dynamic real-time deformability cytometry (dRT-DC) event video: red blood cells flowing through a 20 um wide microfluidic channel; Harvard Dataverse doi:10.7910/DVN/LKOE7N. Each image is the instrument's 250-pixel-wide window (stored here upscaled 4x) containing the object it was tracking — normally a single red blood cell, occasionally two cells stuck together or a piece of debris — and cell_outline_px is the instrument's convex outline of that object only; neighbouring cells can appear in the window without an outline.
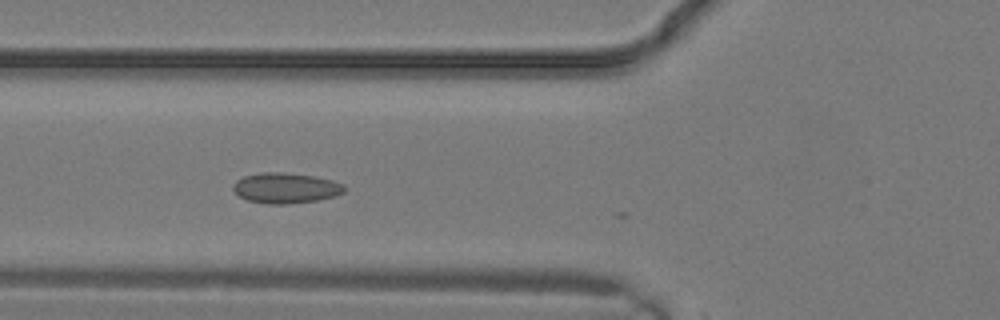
{"species": "common noctule bat (a hibernating species)", "species_latin": "Nyctalus noctula", "temperature_condition": "warm", "stored_images_in_passage": 11, "camera_frame_rate_fps": 3000, "um_per_image_px": 0.085, "animal": {"sex": "male", "body_mass_g": 19.2, "forearm_length_mm": 51.8}, "frame": {"image": 1, "passage_image": 8, "time_ms": 2.333, "image_size_px": [1000, 320], "cell_outline_px": [[348, 188], [344, 192], [336, 196], [316, 200], [288, 204], [268, 204], [248, 200], [240, 196], [232, 188], [232, 184], [236, 180], [244, 176], [260, 172], [280, 172], [312, 176], [332, 180], [344, 184]], "centroid_in_image_um": [24.3, 15.98], "position_along_channel_um": 101.5, "area_um2": 19.77}}
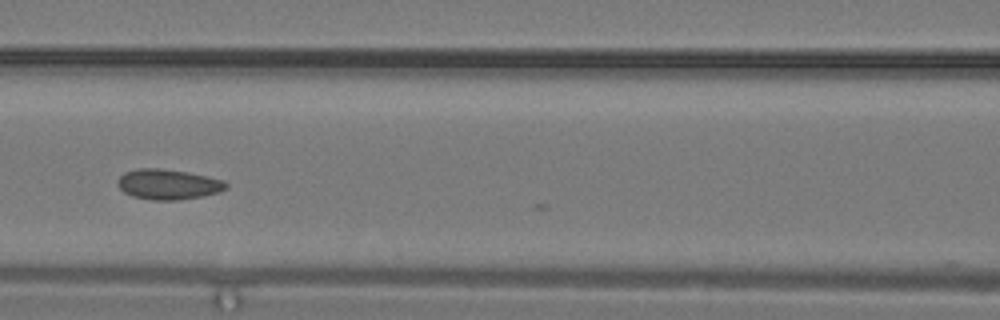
{"frame": {"image": 2, "passage_image": 10, "time_ms": 3.0, "image_size_px": [1000, 320], "cell_outline_px": [[228, 188], [216, 192], [200, 196], [180, 200], [152, 200], [132, 196], [124, 192], [116, 184], [116, 180], [124, 172], [140, 168], [160, 168], [188, 172], [224, 180], [228, 184]], "centroid_in_image_um": [14.26, 15.66], "position_along_channel_um": 152.3, "area_um2": 19.13}}